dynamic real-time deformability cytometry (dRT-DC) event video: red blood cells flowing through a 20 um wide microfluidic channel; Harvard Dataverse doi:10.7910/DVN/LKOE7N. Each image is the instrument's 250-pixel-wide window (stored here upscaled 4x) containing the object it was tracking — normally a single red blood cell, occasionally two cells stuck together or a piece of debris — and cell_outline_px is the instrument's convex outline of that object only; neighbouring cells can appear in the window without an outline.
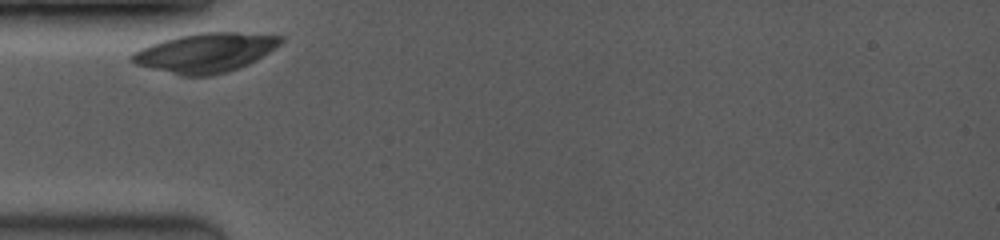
{"species": "common noctule bat (a hibernating species)", "species_latin": "Nyctalus noctula", "temperature_condition": "room temperature", "stored_images_in_passage": 14, "camera_frame_rate_fps": 3500, "um_per_image_px": 0.085, "animal": {"sex": "female", "body_mass_g": 19.0, "forearm_length_mm": 53.3}, "frame": {"image": 1, "passage_image": 1, "time_ms": 0.0, "image_size_px": [1000, 240], "cell_outline_px": [[284, 40], [280, 44], [256, 60], [248, 64], [212, 76], [180, 76], [136, 64], [132, 60], [132, 52], [140, 48], [164, 40], [180, 36], [204, 32], [236, 32], [284, 36]], "centroid_in_image_um": [17.47, 4.48], "position_along_channel_um": 67.5, "area_um2": 33.64}}
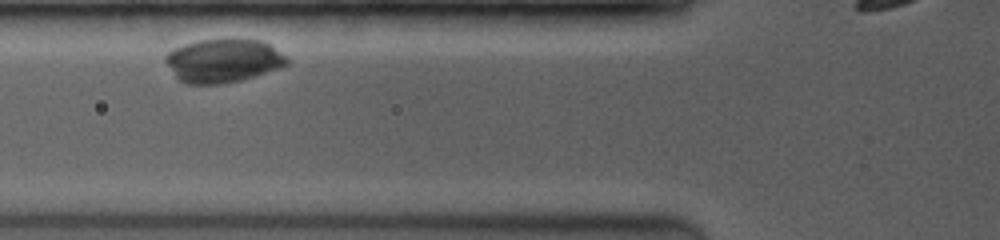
{"frame": {"image": 2, "passage_image": 6, "time_ms": 1.143, "image_size_px": [1000, 240], "cell_outline_px": [[292, 60], [288, 64], [280, 68], [240, 80], [220, 84], [188, 84], [180, 80], [176, 76], [164, 60], [164, 56], [172, 48], [196, 40], [260, 40], [268, 44], [288, 56]], "centroid_in_image_um": [18.98, 5.16], "position_along_channel_um": 106.8, "area_um2": 30.69}}
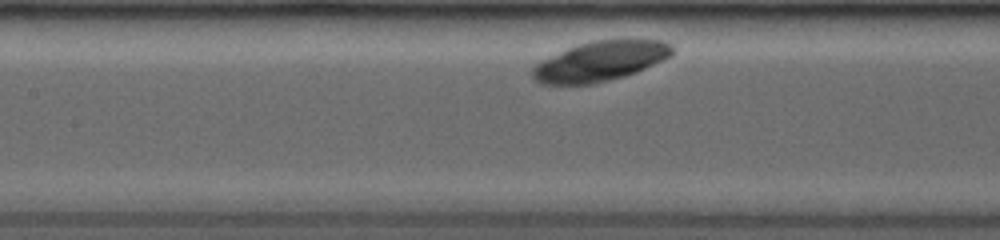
{"frame": {"image": 3, "passage_image": 11, "time_ms": 2.571, "image_size_px": [1000, 240], "cell_outline_px": [[676, 48], [672, 56], [664, 60], [636, 72], [624, 76], [592, 84], [540, 84], [532, 76], [532, 68], [540, 60], [576, 44], [592, 40], [660, 40], [672, 44]], "centroid_in_image_um": [51.03, 5.19], "position_along_channel_um": 156.4, "area_um2": 32.6}}